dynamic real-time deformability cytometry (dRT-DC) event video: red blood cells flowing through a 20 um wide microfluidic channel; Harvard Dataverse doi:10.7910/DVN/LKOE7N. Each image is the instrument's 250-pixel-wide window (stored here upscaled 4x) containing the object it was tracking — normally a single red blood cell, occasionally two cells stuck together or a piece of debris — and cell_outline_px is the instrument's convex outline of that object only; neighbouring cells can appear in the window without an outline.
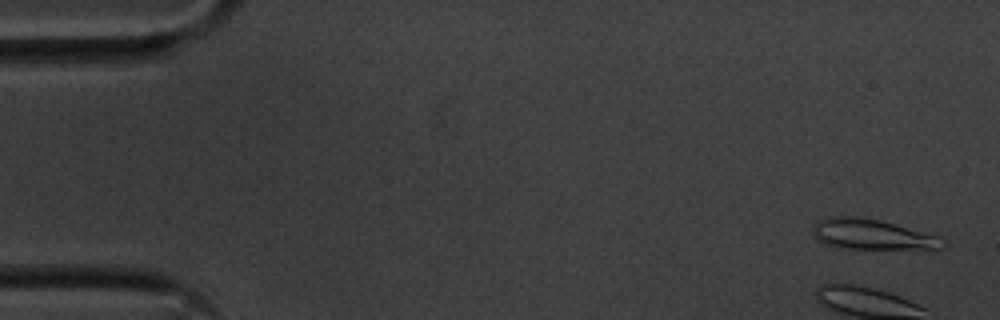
{"species": "common noctule bat (a hibernating species)", "species_latin": "Nyctalus noctula", "temperature_condition": "cold", "stored_images_in_passage": 55, "camera_frame_rate_fps": 3000, "um_per_image_px": 0.085, "animal": {"sex": "male", "body_mass_g": 20.1, "forearm_length_mm": 53.5}, "frame": {"image": 1, "passage_image": 2, "time_ms": 0.333, "image_size_px": [1000, 320], "cell_outline_px": [[948, 244], [944, 248], [836, 248], [824, 244], [816, 240], [812, 236], [812, 228], [816, 220], [828, 216], [856, 216], [880, 220], [940, 236]], "centroid_in_image_um": [74.05, 19.91], "position_along_channel_um": 11.0, "area_um2": 23.24}}
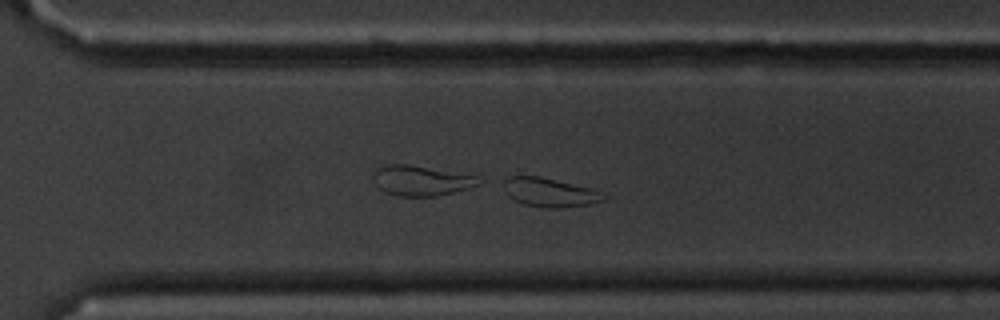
{"frame": {"image": 2, "passage_image": 39, "time_ms": 12.667, "image_size_px": [1000, 320], "cell_outline_px": [[608, 196], [604, 200], [588, 204], [564, 208], [544, 208], [524, 204], [508, 196], [500, 180], [508, 176], [540, 176], [592, 188]], "centroid_in_image_um": [46.69, 16.34], "position_along_channel_um": 323.9, "area_um2": 17.05}}